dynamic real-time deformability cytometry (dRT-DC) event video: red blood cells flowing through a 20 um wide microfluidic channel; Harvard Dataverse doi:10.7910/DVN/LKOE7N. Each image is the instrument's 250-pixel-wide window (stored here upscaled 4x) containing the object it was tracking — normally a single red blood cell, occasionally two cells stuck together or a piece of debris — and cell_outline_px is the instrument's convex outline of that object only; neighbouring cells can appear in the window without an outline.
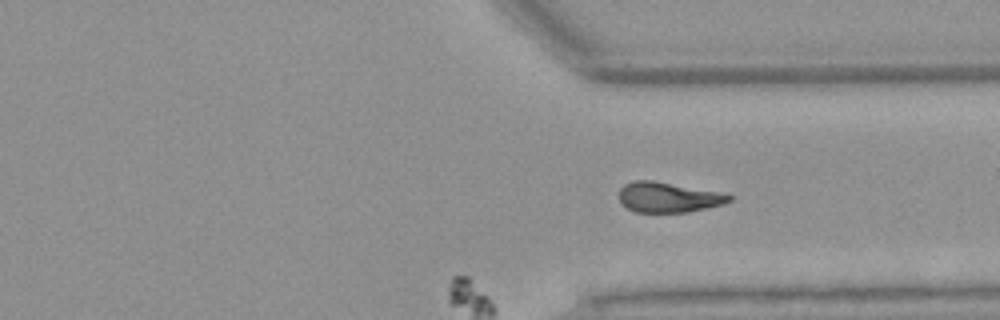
{"species": "Egyptian fruit bat (a non-hibernating species)", "species_latin": "Rousettus aegyptiacus", "temperature_condition": "warm", "stored_images_in_passage": 34, "segment_of_instrument_passage": [2, 2], "camera_frame_rate_fps": 3000, "um_per_image_px": 0.085, "animal": {"sex": "female"}, "frame": {"image": 1, "passage_image": 34, "time_ms": 11.0, "image_size_px": [1000, 320], "cell_outline_px": [[732, 200], [724, 204], [688, 212], [636, 212], [620, 204], [620, 188], [624, 184], [632, 180], [652, 180], [716, 192], [732, 196]], "centroid_in_image_um": [56.75, 16.77], "position_along_channel_um": 354.6, "area_um2": 19.13}}